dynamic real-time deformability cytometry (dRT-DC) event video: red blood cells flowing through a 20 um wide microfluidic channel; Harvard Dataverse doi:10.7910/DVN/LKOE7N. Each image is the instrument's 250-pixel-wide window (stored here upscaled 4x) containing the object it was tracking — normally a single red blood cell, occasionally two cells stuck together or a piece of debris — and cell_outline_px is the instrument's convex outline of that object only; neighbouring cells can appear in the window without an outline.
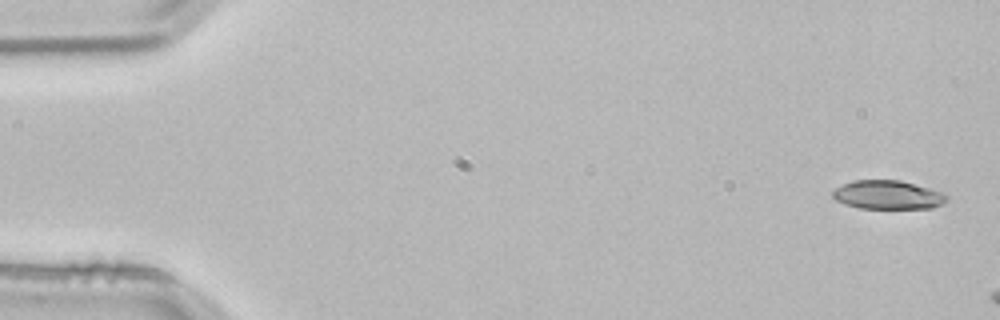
{"species": "common noctule bat (a hibernating species)", "species_latin": "Nyctalus noctula", "temperature_condition": "room temperature", "stored_images_in_passage": 3, "camera_frame_rate_fps": 3000, "um_per_image_px": 0.085, "animal": {"sex": "male", "body_mass_g": 21.5, "forearm_length_mm": 52.0}, "frame": {"image": 1, "passage_image": 1, "time_ms": 0.0, "image_size_px": [1000, 320], "cell_outline_px": [[948, 200], [944, 204], [932, 208], [860, 208], [844, 204], [836, 200], [832, 196], [832, 192], [836, 188], [852, 180], [900, 180], [944, 192], [948, 196]], "centroid_in_image_um": [75.5, 16.56], "position_along_channel_um": 9.5, "area_um2": 19.19}}